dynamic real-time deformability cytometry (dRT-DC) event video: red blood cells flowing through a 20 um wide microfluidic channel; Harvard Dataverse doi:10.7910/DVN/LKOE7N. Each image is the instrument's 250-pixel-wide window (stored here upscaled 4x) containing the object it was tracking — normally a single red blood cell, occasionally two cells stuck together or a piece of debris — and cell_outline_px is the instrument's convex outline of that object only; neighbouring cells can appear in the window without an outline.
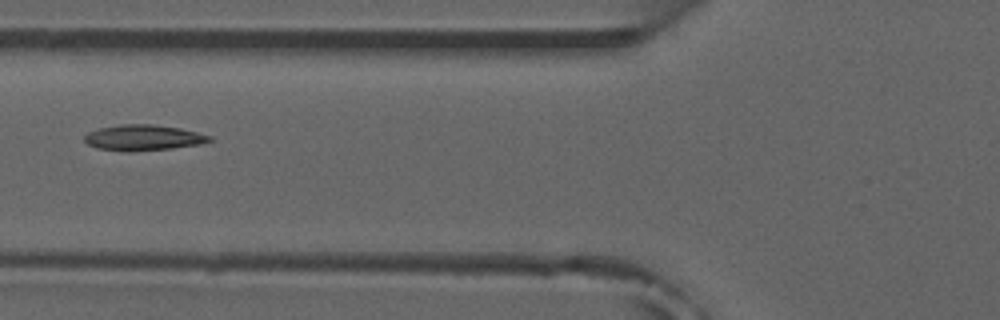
{"species": "common noctule bat (a hibernating species)", "species_latin": "Nyctalus noctula", "temperature_condition": "room temperature", "stored_images_in_passage": 2, "camera_frame_rate_fps": 3000, "um_per_image_px": 0.085, "animal": {"sex": "male", "forearm_length_mm": 52.5}, "frame": {"image": 1, "passage_image": 2, "time_ms": 1.0, "image_size_px": [1000, 320], "cell_outline_px": [[212, 140], [204, 144], [172, 148], [128, 152], [96, 148], [88, 144], [84, 140], [84, 136], [88, 132], [100, 128], [120, 124], [152, 124], [180, 128], [212, 136]], "centroid_in_image_um": [12.19, 11.7], "position_along_channel_um": 113.6, "area_um2": 18.84}}